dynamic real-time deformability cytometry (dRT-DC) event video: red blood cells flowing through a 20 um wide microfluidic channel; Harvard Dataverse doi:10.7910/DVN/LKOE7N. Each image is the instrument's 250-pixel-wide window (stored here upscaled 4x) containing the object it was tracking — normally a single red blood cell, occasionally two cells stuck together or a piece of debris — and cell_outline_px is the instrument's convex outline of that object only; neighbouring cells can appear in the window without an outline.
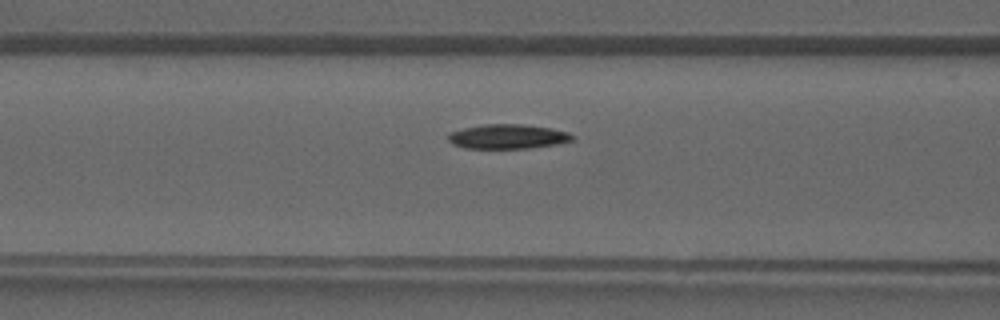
{"species": "common noctule bat (a hibernating species)", "species_latin": "Nyctalus noctula", "temperature_condition": "warm", "stored_images_in_passage": 39, "camera_frame_rate_fps": 3000, "um_per_image_px": 0.085, "animal": {"sex": "male", "forearm_length_mm": 52.5}, "frame": {"image": 1, "passage_image": 15, "time_ms": 4.667, "image_size_px": [1000, 320], "cell_outline_px": [[576, 140], [556, 144], [528, 148], [464, 148], [452, 144], [448, 140], [448, 132], [464, 128], [484, 124], [524, 124], [552, 128], [568, 132], [576, 136]], "centroid_in_image_um": [43.18, 11.6], "position_along_channel_um": 123.4, "area_um2": 17.92}}
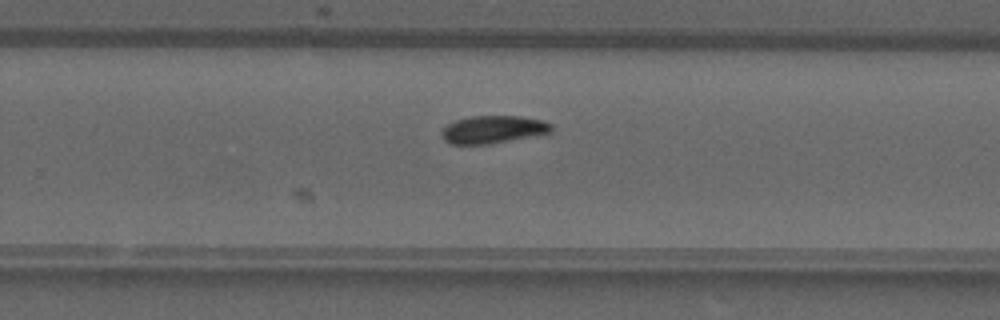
{"frame": {"image": 2, "passage_image": 25, "time_ms": 8.0, "image_size_px": [1000, 320], "cell_outline_px": [[552, 132], [488, 144], [452, 144], [444, 140], [440, 132], [448, 124], [456, 120], [468, 116], [520, 116], [544, 120], [552, 124]], "centroid_in_image_um": [41.91, 10.99], "position_along_channel_um": 287.9, "area_um2": 17.63}}
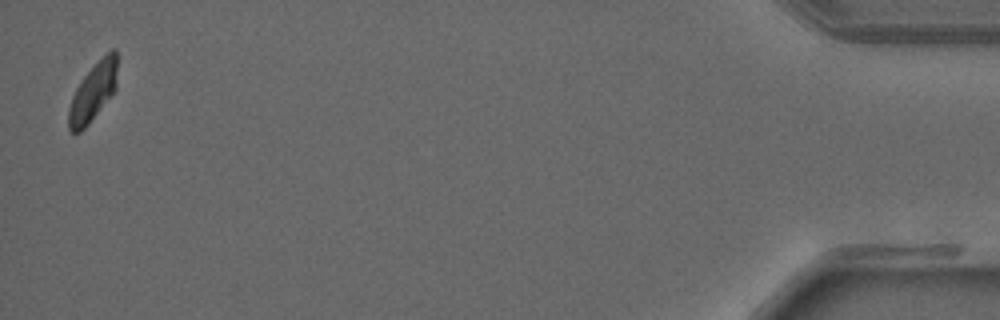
{"frame": {"image": 3, "passage_image": 39, "time_ms": 12.667, "image_size_px": [1000, 320], "cell_outline_px": [[116, 88], [88, 124], [80, 132], [72, 132], [68, 128], [68, 108], [72, 96], [76, 88], [84, 76], [112, 48], [116, 48]], "centroid_in_image_um": [7.88, 7.85], "position_along_channel_um": 427.3, "area_um2": 15.95}}